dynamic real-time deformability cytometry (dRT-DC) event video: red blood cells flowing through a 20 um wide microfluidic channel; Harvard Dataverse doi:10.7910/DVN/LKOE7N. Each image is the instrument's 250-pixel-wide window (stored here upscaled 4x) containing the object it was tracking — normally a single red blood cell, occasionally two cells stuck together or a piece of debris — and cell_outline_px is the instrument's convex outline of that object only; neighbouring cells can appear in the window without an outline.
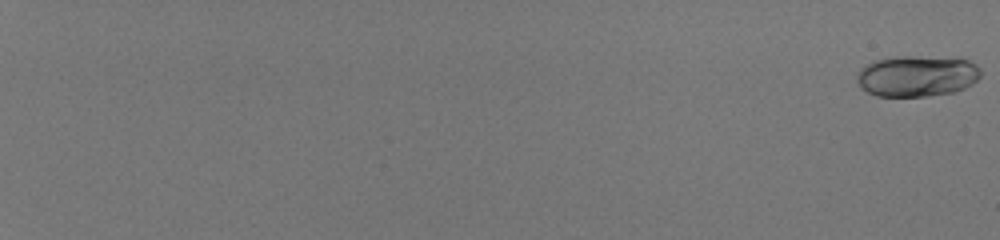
{"species": "human", "species_latin": "Homo sapiens", "temperature_condition": "room temperature", "stored_images_in_passage": 57, "camera_frame_rate_fps": 3000, "um_per_image_px": 0.085, "donor": {"sex": "male"}, "frame": {"image": 1, "passage_image": 1, "time_ms": 0.0, "image_size_px": [1000, 240], "cell_outline_px": [[980, 76], [972, 84], [956, 92], [928, 96], [876, 96], [860, 88], [856, 80], [856, 72], [860, 68], [872, 60], [896, 56], [960, 56], [976, 64], [980, 68]], "centroid_in_image_um": [77.94, 6.43], "position_along_channel_um": 7.1, "area_um2": 30.58}}
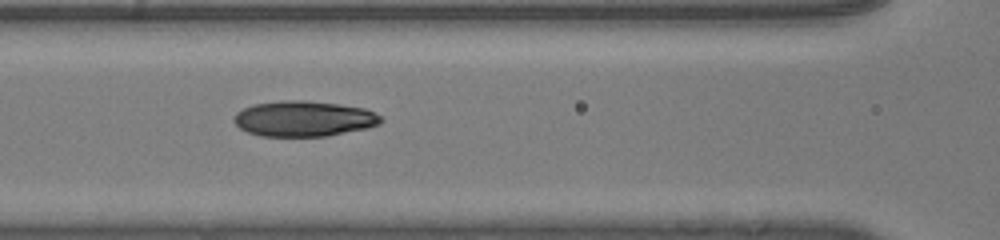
{"frame": {"image": 2, "passage_image": 33, "time_ms": 10.667, "image_size_px": [1000, 240], "cell_outline_px": [[384, 120], [380, 124], [368, 128], [328, 136], [260, 136], [248, 132], [240, 128], [232, 120], [236, 112], [252, 104], [280, 100], [304, 100], [340, 104], [364, 108], [380, 116]], "centroid_in_image_um": [25.81, 10.08], "position_along_channel_um": 140.8, "area_um2": 30.63}}
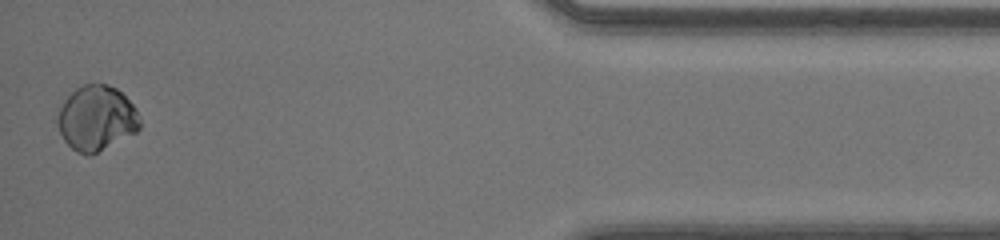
{"frame": {"image": 3, "passage_image": 57, "time_ms": 18.667, "image_size_px": [1000, 240], "cell_outline_px": [[140, 128], [136, 132], [88, 156], [76, 152], [64, 140], [56, 124], [56, 116], [64, 100], [76, 88], [84, 84], [108, 84], [116, 88], [136, 108], [140, 120]], "centroid_in_image_um": [8.17, 10.04], "position_along_channel_um": 427.0, "area_um2": 30.98}, "authors_computed_cell_mechanics": {"area_um2": 29.478, "velocity_mm_per_s": 4.1597, "shape_relaxation_time_tau1_ms": 10.2358, "shape_relaxation_time_tau2_ms": null, "deformation_change_tau1": 0.1401, "deformation_change_tau2": null}}